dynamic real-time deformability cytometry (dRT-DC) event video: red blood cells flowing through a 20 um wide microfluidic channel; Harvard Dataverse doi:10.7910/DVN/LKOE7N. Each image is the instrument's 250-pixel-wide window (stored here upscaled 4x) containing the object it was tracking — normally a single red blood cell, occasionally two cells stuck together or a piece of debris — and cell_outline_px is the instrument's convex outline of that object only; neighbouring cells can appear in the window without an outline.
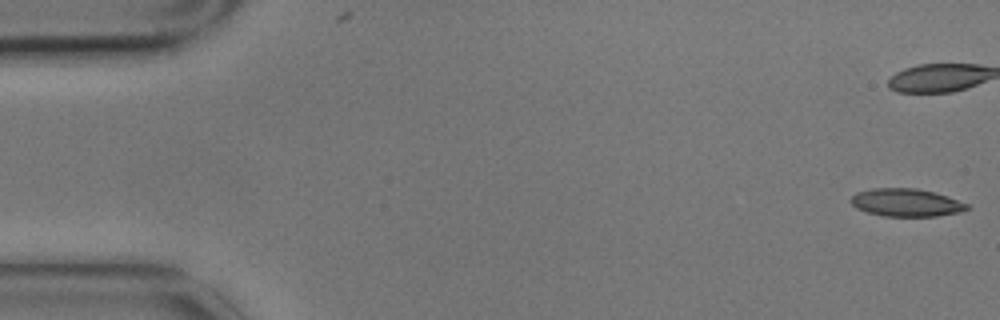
{"species": "common noctule bat (a hibernating species)", "species_latin": "Nyctalus noctula", "temperature_condition": "cold", "stored_images_in_passage": 3, "camera_frame_rate_fps": 3000, "um_per_image_px": 0.085, "animal": {"sex": "male", "body_mass_g": 17.9}, "frame": {"image": 1, "passage_image": 1, "time_ms": 0.0, "image_size_px": [1000, 320], "cell_outline_px": [[972, 208], [960, 212], [936, 216], [884, 216], [868, 212], [856, 208], [848, 200], [856, 192], [872, 188], [916, 188], [948, 196], [968, 204]], "centroid_in_image_um": [77.02, 17.21], "position_along_channel_um": 8.0, "area_um2": 18.9}}